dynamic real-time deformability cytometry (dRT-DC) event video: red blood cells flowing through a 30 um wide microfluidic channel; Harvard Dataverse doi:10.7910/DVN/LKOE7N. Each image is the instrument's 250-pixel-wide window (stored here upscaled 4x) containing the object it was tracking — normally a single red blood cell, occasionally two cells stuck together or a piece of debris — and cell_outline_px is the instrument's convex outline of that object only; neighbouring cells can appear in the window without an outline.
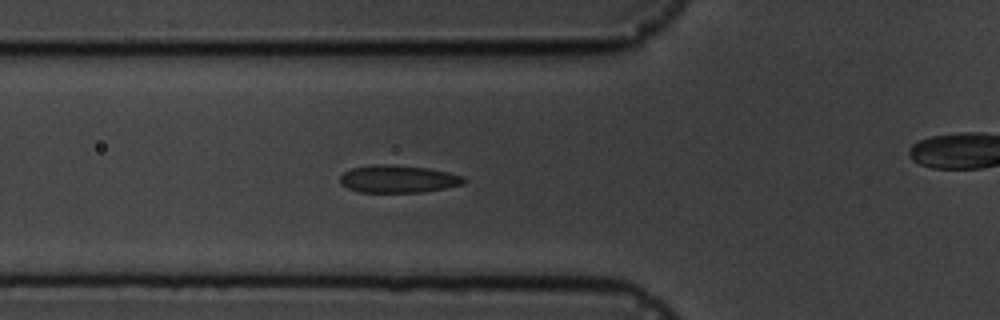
{"species": "common noctule bat (a hibernating species)", "species_latin": "Nyctalus noctula", "temperature_condition": "cold", "stored_images_in_passage": 5, "segment_of_instrument_passage": [1, 2], "camera_frame_rate_fps": 3000, "um_per_image_px": 0.085, "animal": {"sex": "male", "body_mass_g": 19.5, "forearm_length_mm": 54.6}, "frame": {"image": 1, "passage_image": 4, "time_ms": 3.333, "image_size_px": [1000, 320], "cell_outline_px": [[468, 180], [464, 184], [444, 188], [420, 192], [360, 192], [348, 188], [340, 184], [340, 176], [344, 172], [352, 168], [372, 164], [384, 164], [428, 168], [448, 172], [464, 176]], "centroid_in_image_um": [33.85, 15.21], "position_along_channel_um": 92.0, "area_um2": 19.88}}